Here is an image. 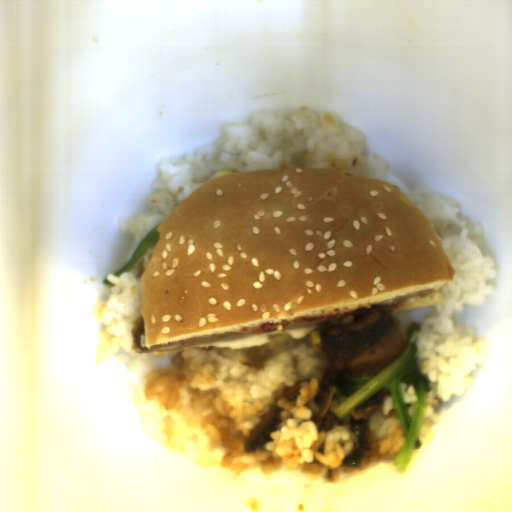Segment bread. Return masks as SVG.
<instances>
[{"label":"bread","mask_w":512,"mask_h":512,"mask_svg":"<svg viewBox=\"0 0 512 512\" xmlns=\"http://www.w3.org/2000/svg\"><path fill=\"white\" fill-rule=\"evenodd\" d=\"M157 226L131 329V349L153 358L262 347L282 333L300 340L323 324L237 333L298 316L433 307L456 272L400 186L332 169L212 177Z\"/></svg>","instance_id":"bread-1"}]
</instances>
